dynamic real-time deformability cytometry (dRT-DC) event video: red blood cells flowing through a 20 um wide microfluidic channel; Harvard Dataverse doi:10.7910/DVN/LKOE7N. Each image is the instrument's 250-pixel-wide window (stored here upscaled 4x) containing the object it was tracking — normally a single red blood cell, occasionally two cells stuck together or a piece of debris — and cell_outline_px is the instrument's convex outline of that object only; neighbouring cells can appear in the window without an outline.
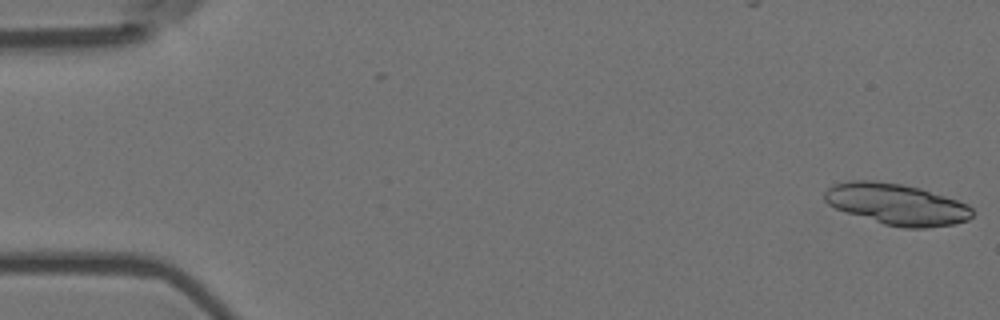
{"species": "Egyptian fruit bat (a non-hibernating species)", "species_latin": "Rousettus aegyptiacus", "temperature_condition": "room temperature", "stored_images_in_passage": 6, "camera_frame_rate_fps": 3000, "um_per_image_px": 0.085, "animal": {"sex": "female"}, "frame": {"image": 1, "passage_image": 1, "time_ms": 0.0, "image_size_px": [1000, 320], "cell_outline_px": [[972, 216], [968, 220], [956, 224], [924, 228], [904, 228], [884, 224], [836, 208], [828, 204], [824, 200], [824, 192], [832, 184], [852, 180], [872, 180], [900, 184], [920, 188], [968, 204], [972, 208]], "centroid_in_image_um": [76.22, 17.36], "position_along_channel_um": 8.8, "area_um2": 35.26}}
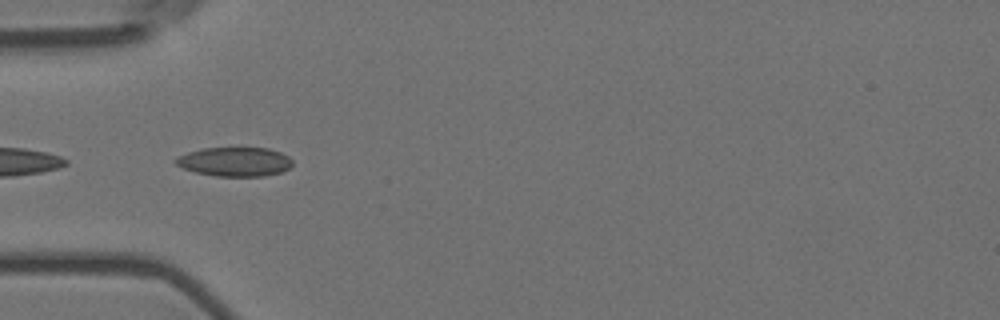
{"frame": {"image": 2, "passage_image": 6, "time_ms": 1.667, "image_size_px": [1000, 320], "cell_outline_px": [[292, 164], [288, 168], [280, 172], [264, 176], [216, 176], [196, 172], [184, 168], [176, 164], [172, 160], [176, 156], [188, 152], [204, 148], [268, 148], [280, 152], [288, 156], [292, 160]], "centroid_in_image_um": [19.93, 13.74], "position_along_channel_um": 65.1, "area_um2": 19.77}}